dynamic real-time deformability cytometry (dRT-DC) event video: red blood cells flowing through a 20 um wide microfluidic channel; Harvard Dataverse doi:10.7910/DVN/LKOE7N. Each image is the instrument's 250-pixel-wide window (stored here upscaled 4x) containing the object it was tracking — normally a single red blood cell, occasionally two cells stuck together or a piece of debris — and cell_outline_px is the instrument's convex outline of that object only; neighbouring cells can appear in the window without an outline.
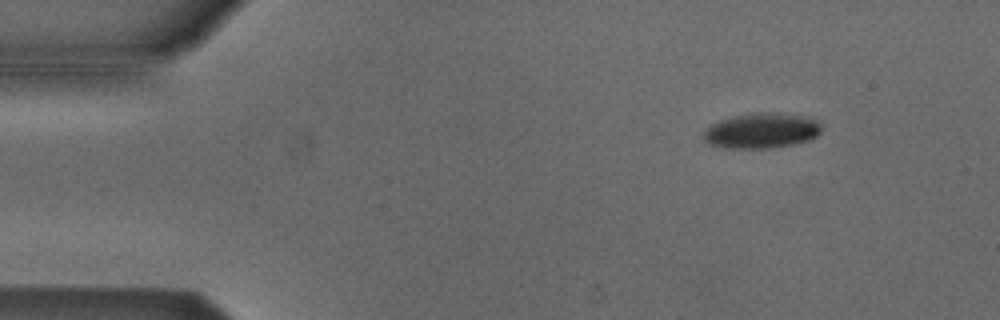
{"species": "Egyptian fruit bat (a non-hibernating species)", "species_latin": "Rousettus aegyptiacus", "temperature_condition": "cold", "stored_images_in_passage": 4, "camera_frame_rate_fps": 3000, "um_per_image_px": 0.085, "animal": {"sex": "male"}, "frame": {"image": 1, "passage_image": 2, "time_ms": 1.0, "image_size_px": [1000, 320], "cell_outline_px": [[820, 132], [816, 136], [808, 140], [792, 144], [768, 148], [724, 148], [708, 144], [704, 140], [704, 132], [712, 124], [720, 120], [736, 116], [760, 112], [776, 112], [804, 116], [820, 120]], "centroid_in_image_um": [64.75, 11.1], "position_along_channel_um": 20.3, "area_um2": 24.1}}